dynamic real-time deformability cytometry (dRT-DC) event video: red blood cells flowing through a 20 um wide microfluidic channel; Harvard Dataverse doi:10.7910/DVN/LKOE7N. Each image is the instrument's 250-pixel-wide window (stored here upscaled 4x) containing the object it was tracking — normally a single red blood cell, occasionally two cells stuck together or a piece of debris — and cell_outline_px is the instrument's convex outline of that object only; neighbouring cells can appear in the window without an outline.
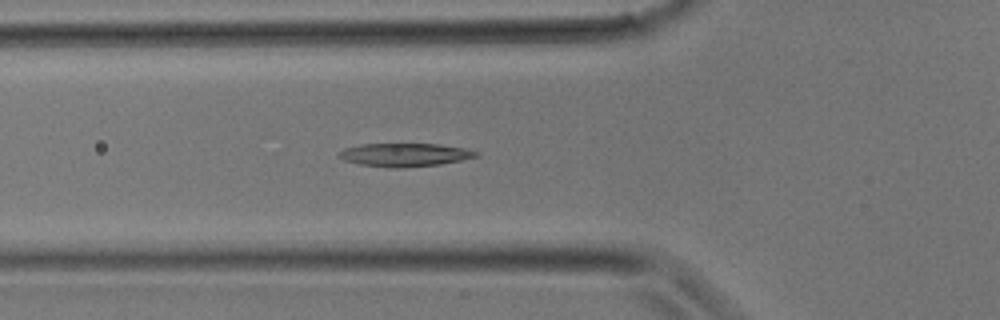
{"species": "common noctule bat (a hibernating species)", "species_latin": "Nyctalus noctula", "temperature_condition": "room temperature", "stored_images_in_passage": 11, "camera_frame_rate_fps": 3000, "um_per_image_px": 0.085, "animal": {"sex": "male", "body_mass_g": 17.9}, "frame": {"image": 1, "passage_image": 4, "time_ms": 1.0, "image_size_px": [1000, 320], "cell_outline_px": [[480, 156], [440, 164], [392, 168], [388, 168], [360, 164], [344, 160], [340, 156], [340, 152], [344, 148], [360, 144], [440, 144], [464, 148], [480, 152]], "centroid_in_image_um": [34.44, 13.15], "position_along_channel_um": 91.4, "area_um2": 18.44}}
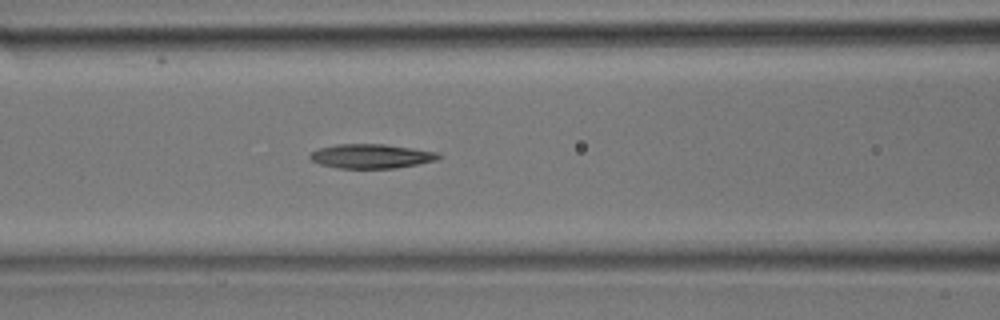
{"frame": {"image": 2, "passage_image": 6, "time_ms": 1.667, "image_size_px": [1000, 320], "cell_outline_px": [[444, 156], [436, 160], [396, 168], [336, 168], [320, 164], [312, 160], [308, 156], [316, 148], [336, 144], [384, 144], [440, 152]], "centroid_in_image_um": [31.56, 13.27], "position_along_channel_um": 135.0, "area_um2": 18.32}}
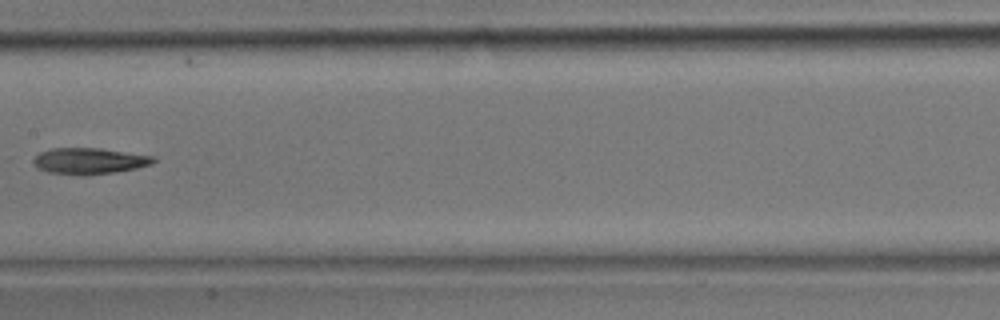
{"frame": {"image": 3, "passage_image": 9, "time_ms": 2.667, "image_size_px": [1000, 320], "cell_outline_px": [[156, 160], [152, 164], [136, 168], [116, 172], [84, 176], [80, 176], [48, 172], [32, 164], [32, 160], [40, 152], [52, 148], [100, 148], [156, 156]], "centroid_in_image_um": [7.61, 13.69], "position_along_channel_um": 199.8, "area_um2": 18.55}}